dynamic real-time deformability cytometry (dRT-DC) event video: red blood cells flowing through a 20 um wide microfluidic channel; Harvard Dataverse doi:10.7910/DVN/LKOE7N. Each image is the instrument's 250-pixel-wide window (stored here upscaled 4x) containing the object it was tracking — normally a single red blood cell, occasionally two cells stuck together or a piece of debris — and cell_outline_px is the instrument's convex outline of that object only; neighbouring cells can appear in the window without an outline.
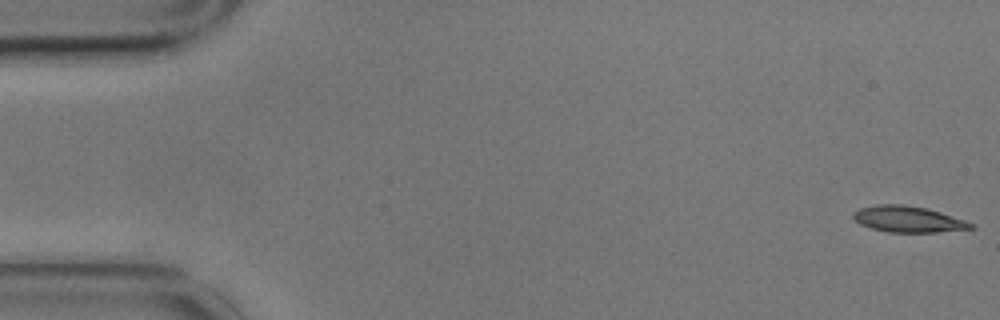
{"species": "common noctule bat (a hibernating species)", "species_latin": "Nyctalus noctula", "temperature_condition": "cold", "stored_images_in_passage": 7, "camera_frame_rate_fps": 3000, "um_per_image_px": 0.085, "animal": {"sex": "male", "body_mass_g": 17.9}, "frame": {"image": 1, "passage_image": 1, "time_ms": 0.0, "image_size_px": [1000, 320], "cell_outline_px": [[976, 228], [936, 232], [888, 232], [872, 228], [860, 224], [852, 216], [852, 212], [860, 208], [876, 204], [904, 204], [928, 208], [976, 224]], "centroid_in_image_um": [77.19, 18.62], "position_along_channel_um": 7.8, "area_um2": 17.98}}
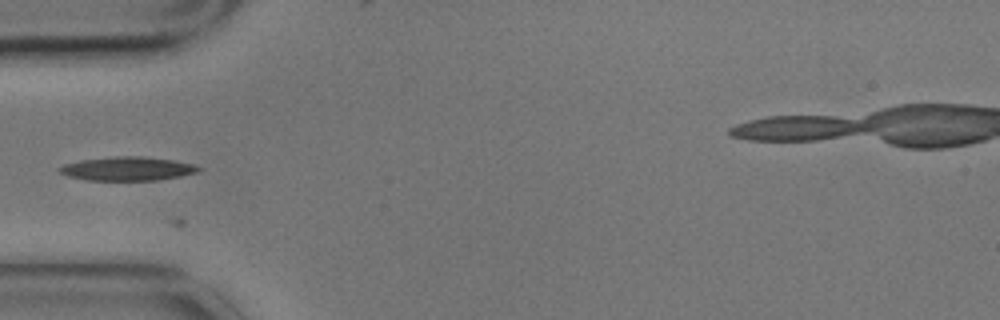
{"frame": {"image": 2, "passage_image": 6, "time_ms": 1.667, "image_size_px": [1000, 320], "cell_outline_px": [[200, 168], [196, 172], [180, 176], [156, 180], [88, 180], [68, 176], [60, 172], [56, 168], [64, 164], [80, 160], [112, 156], [140, 156], [172, 160], [196, 164]], "centroid_in_image_um": [10.8, 14.33], "position_along_channel_um": 74.2, "area_um2": 19.19}}